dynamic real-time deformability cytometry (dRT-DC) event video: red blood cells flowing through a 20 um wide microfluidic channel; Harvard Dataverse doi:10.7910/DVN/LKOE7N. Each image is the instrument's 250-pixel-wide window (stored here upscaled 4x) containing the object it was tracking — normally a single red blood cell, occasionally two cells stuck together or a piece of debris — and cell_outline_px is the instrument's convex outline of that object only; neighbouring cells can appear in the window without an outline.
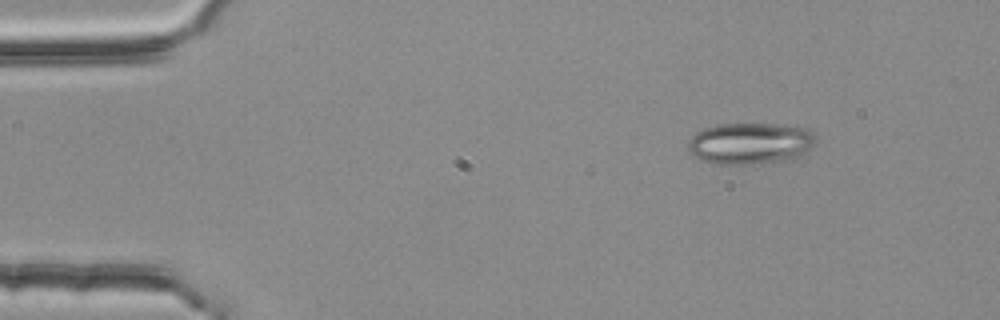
{"species": "common noctule bat (a hibernating species)", "species_latin": "Nyctalus noctula", "temperature_condition": "room temperature", "stored_images_in_passage": 49, "camera_frame_rate_fps": 3000, "um_per_image_px": 0.085, "animal": {"sex": "female", "body_mass_g": 25.1}, "frame": {"image": 1, "passage_image": 2, "time_ms": 0.333, "image_size_px": [1000, 320], "cell_outline_px": [[816, 140], [796, 160], [752, 164], [720, 164], [696, 160], [688, 152], [688, 140], [696, 132], [704, 128], [716, 124], [776, 124], [808, 128], [816, 132]], "centroid_in_image_um": [63.75, 12.2], "position_along_channel_um": 21.2, "area_um2": 31.5}}
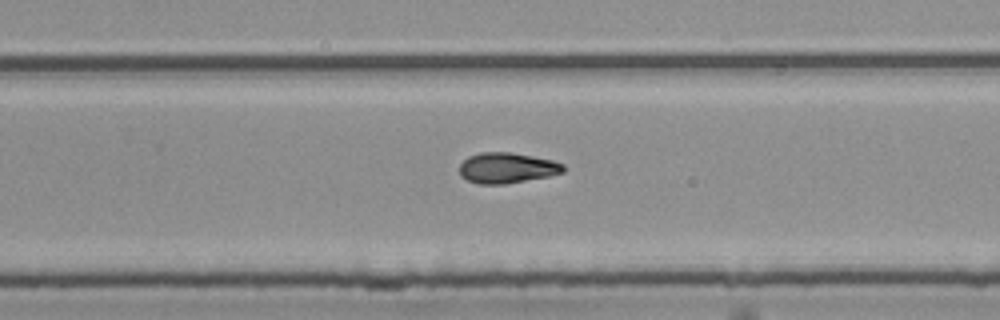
{"frame": {"image": 2, "passage_image": 30, "time_ms": 9.667, "image_size_px": [1000, 320], "cell_outline_px": [[564, 172], [548, 176], [504, 184], [480, 184], [468, 180], [460, 176], [460, 164], [468, 156], [480, 152], [512, 152], [552, 160], [564, 164]], "centroid_in_image_um": [43.08, 14.26], "position_along_channel_um": 286.7, "area_um2": 18.44}}
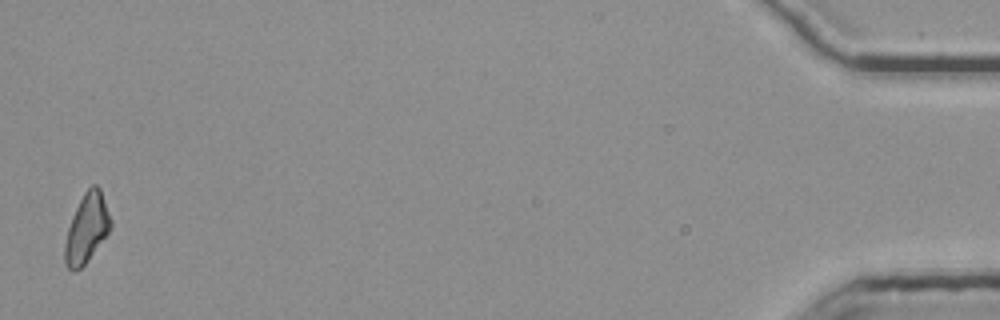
{"frame": {"image": 3, "passage_image": 49, "time_ms": 16.0, "image_size_px": [1000, 320], "cell_outline_px": [[112, 228], [84, 264], [80, 268], [72, 272], [64, 264], [64, 244], [68, 228], [72, 216], [84, 192], [92, 184], [96, 184], [100, 188], [112, 220]], "centroid_in_image_um": [7.37, 19.4], "position_along_channel_um": 427.8, "area_um2": 18.38}, "authors_computed_cell_mechanics": {"area_um2": 18.3804, "velocity_mm_per_s": 3.7487, "shape_relaxation_time_tau1_ms": 9.2313, "shape_relaxation_time_tau2_ms": 8.9891, "deformation_change_tau1": 0.2339, "deformation_change_tau2": 0.171}}